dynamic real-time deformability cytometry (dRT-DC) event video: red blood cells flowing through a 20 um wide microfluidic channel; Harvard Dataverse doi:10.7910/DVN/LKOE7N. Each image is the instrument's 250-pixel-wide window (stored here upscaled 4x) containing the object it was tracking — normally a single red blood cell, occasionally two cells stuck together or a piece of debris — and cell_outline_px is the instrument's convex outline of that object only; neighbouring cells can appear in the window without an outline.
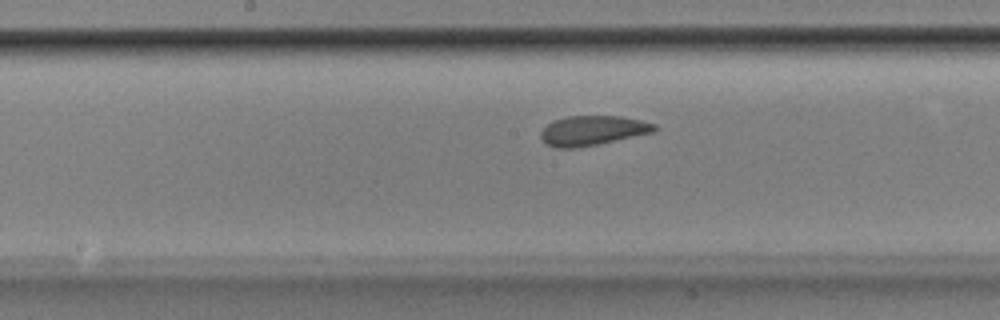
{"species": "Egyptian fruit bat (a non-hibernating species)", "species_latin": "Rousettus aegyptiacus", "temperature_condition": "room temperature", "stored_images_in_passage": 48, "camera_frame_rate_fps": 3000, "um_per_image_px": 0.085, "animal": {"sex": "male"}, "frame": {"image": 1, "passage_image": 22, "time_ms": 7.0, "image_size_px": [1000, 320], "cell_outline_px": [[660, 128], [656, 132], [576, 148], [556, 148], [544, 144], [540, 136], [540, 132], [552, 120], [568, 116], [620, 116], [640, 120], [656, 124]], "centroid_in_image_um": [50.37, 11.09], "position_along_channel_um": 197.8, "area_um2": 19.83}}
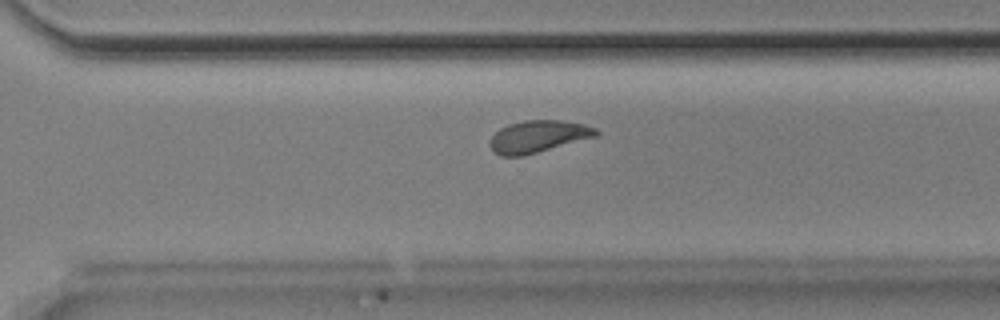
{"frame": {"image": 2, "passage_image": 32, "time_ms": 10.333, "image_size_px": [1000, 320], "cell_outline_px": [[600, 132], [596, 136], [524, 156], [500, 156], [492, 152], [488, 144], [492, 136], [500, 128], [508, 124], [524, 120], [564, 120], [584, 124], [596, 128]], "centroid_in_image_um": [45.71, 11.6], "position_along_channel_um": 324.9, "area_um2": 20.0}}
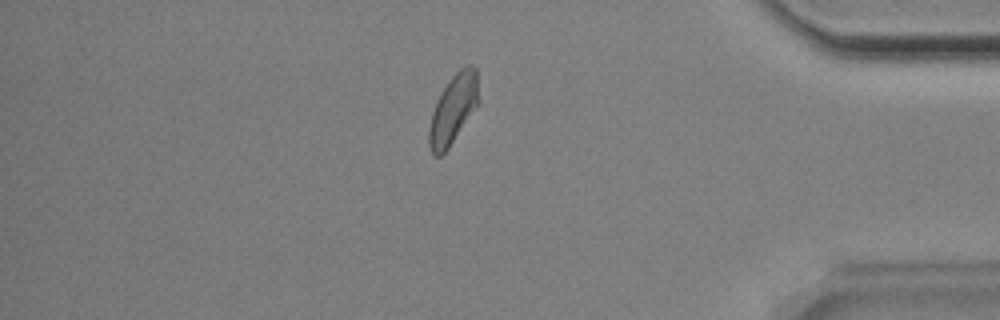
{"frame": {"image": 3, "passage_image": 40, "time_ms": 13.0, "image_size_px": [1000, 320], "cell_outline_px": [[476, 104], [448, 148], [440, 156], [432, 156], [428, 144], [428, 128], [432, 112], [436, 100], [452, 76], [464, 64], [472, 64], [476, 68]], "centroid_in_image_um": [38.44, 9.29], "position_along_channel_um": 396.8, "area_um2": 19.25}, "authors_computed_cell_mechanics": {"area_um2": 20.0277, "velocity_mm_per_s": 3.8237, "shape_relaxation_time_tau1_ms": null, "shape_relaxation_time_tau2_ms": 1.3336, "deformation_change_tau1": null, "deformation_change_tau2": 0.0599}}